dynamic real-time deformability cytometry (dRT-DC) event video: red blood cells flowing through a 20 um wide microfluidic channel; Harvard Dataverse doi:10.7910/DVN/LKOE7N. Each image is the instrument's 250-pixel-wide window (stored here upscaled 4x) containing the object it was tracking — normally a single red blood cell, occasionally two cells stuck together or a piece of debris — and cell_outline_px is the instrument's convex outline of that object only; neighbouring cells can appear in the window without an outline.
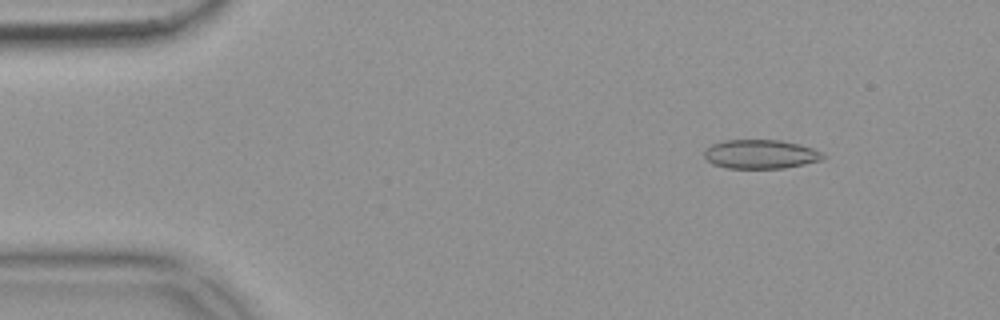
{"species": "common noctule bat (a hibernating species)", "species_latin": "Nyctalus noctula", "temperature_condition": "warm", "stored_images_in_passage": 55, "camera_frame_rate_fps": 3000, "um_per_image_px": 0.085, "animal": {"sex": "female", "body_mass_g": 18.4}, "frame": {"image": 1, "passage_image": 7, "time_ms": 2.0, "image_size_px": [1000, 320], "cell_outline_px": [[828, 156], [824, 160], [784, 168], [728, 168], [712, 164], [704, 156], [704, 148], [720, 140], [780, 140], [800, 144], [824, 152]], "centroid_in_image_um": [64.68, 13.1], "position_along_channel_um": 20.3, "area_um2": 20.4}}
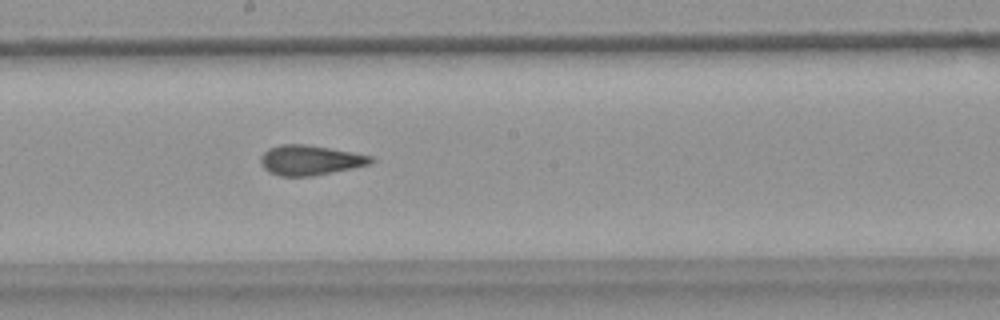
{"frame": {"image": 2, "passage_image": 30, "time_ms": 9.667, "image_size_px": [1000, 320], "cell_outline_px": [[376, 160], [372, 164], [312, 176], [280, 176], [268, 172], [260, 164], [260, 156], [268, 148], [280, 144], [308, 144], [352, 152], [372, 156]], "centroid_in_image_um": [26.35, 13.61], "position_along_channel_um": 221.9, "area_um2": 19.42}}
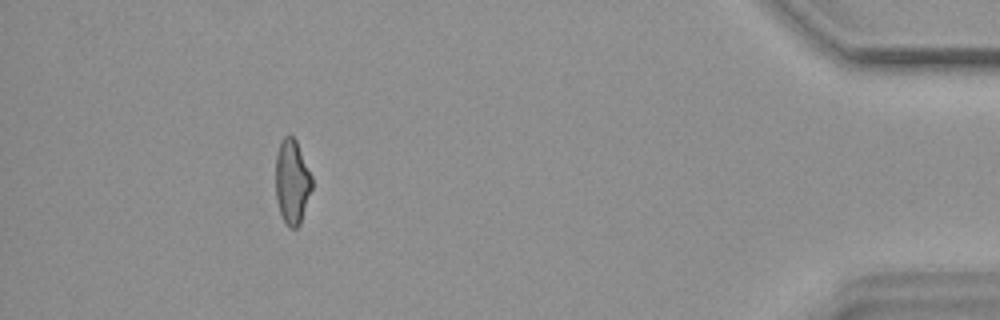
{"frame": {"image": 3, "passage_image": 50, "time_ms": 16.333, "image_size_px": [1000, 320], "cell_outline_px": [[312, 188], [300, 224], [296, 228], [288, 228], [280, 212], [276, 200], [276, 156], [280, 140], [288, 132], [296, 140], [312, 176]], "centroid_in_image_um": [24.82, 15.42], "position_along_channel_um": 410.4, "area_um2": 17.98}, "authors_computed_cell_mechanics": {"area_um2": 19.4208, "velocity_mm_per_s": 3.7034, "shape_relaxation_time_tau1_ms": null, "shape_relaxation_time_tau2_ms": 2.3138, "deformation_change_tau1": null, "deformation_change_tau2": 0.0976}}